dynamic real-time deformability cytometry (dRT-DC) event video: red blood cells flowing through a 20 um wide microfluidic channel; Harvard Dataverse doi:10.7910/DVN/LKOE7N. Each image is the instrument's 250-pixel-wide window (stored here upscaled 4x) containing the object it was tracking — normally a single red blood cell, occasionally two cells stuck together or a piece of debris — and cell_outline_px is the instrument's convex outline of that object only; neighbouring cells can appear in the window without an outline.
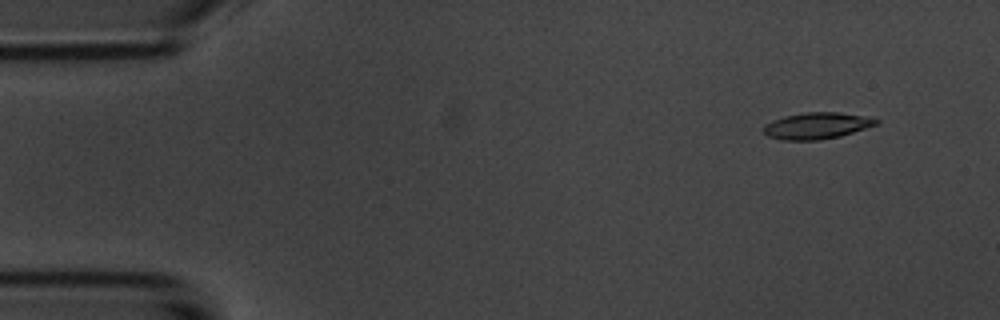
{"species": "common noctule bat (a hibernating species)", "species_latin": "Nyctalus noctula", "temperature_condition": "room temperature", "stored_images_in_passage": 4, "camera_frame_rate_fps": 3000, "um_per_image_px": 0.085, "animal": {"sex": "male", "body_mass_g": 20.1, "forearm_length_mm": 53.5}, "frame": {"image": 1, "passage_image": 2, "time_ms": 1.333, "image_size_px": [1000, 320], "cell_outline_px": [[880, 124], [840, 136], [820, 140], [784, 140], [768, 136], [760, 128], [764, 124], [772, 120], [784, 116], [804, 112], [836, 112], [860, 116], [880, 120]], "centroid_in_image_um": [69.38, 10.69], "position_along_channel_um": 15.6, "area_um2": 17.4}}